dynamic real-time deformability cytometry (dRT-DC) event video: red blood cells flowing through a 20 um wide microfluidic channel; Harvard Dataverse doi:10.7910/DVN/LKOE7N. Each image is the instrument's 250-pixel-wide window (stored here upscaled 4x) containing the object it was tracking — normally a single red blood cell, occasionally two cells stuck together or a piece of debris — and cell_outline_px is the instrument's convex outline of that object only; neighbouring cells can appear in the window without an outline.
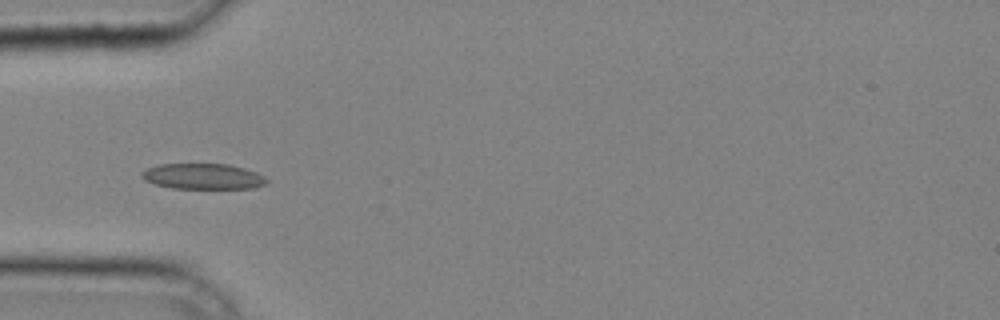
{"species": "common noctule bat (a hibernating species)", "species_latin": "Nyctalus noctula", "temperature_condition": "cold", "stored_images_in_passage": 39, "camera_frame_rate_fps": 3000, "um_per_image_px": 0.085, "animal": {"sex": "male", "body_mass_g": 20.4}, "frame": {"image": 1, "passage_image": 11, "time_ms": 3.333, "image_size_px": [1000, 320], "cell_outline_px": [[268, 180], [264, 184], [252, 188], [172, 188], [156, 184], [144, 180], [140, 176], [148, 168], [160, 164], [228, 164], [244, 168], [256, 172], [264, 176]], "centroid_in_image_um": [17.26, 14.99], "position_along_channel_um": 67.7, "area_um2": 18.44}}
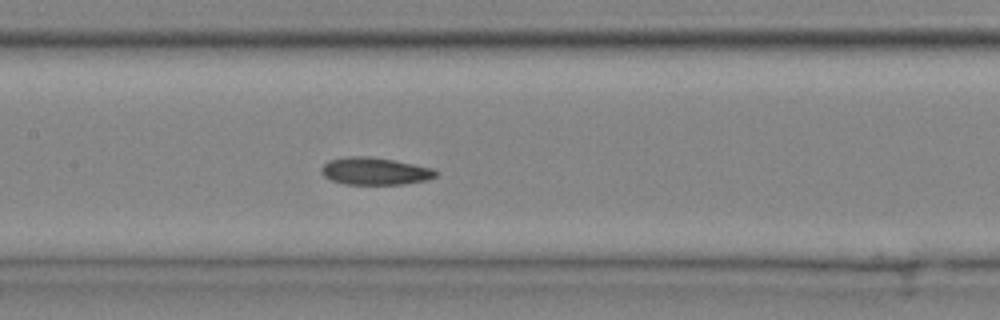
{"frame": {"image": 2, "passage_image": 18, "time_ms": 5.667, "image_size_px": [1000, 320], "cell_outline_px": [[436, 176], [428, 180], [400, 184], [344, 184], [332, 180], [324, 176], [320, 172], [320, 168], [328, 160], [344, 156], [368, 156], [392, 160], [432, 168], [436, 172]], "centroid_in_image_um": [31.8, 14.54], "position_along_channel_um": 175.6, "area_um2": 18.15}}
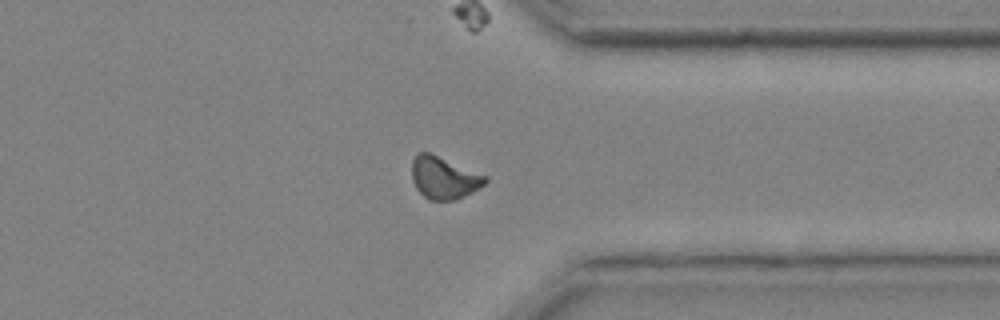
{"frame": {"image": 3, "passage_image": 31, "time_ms": 10.0, "image_size_px": [1000, 320], "cell_outline_px": [[488, 180], [484, 184], [472, 192], [456, 200], [428, 200], [416, 188], [412, 180], [412, 160], [420, 152], [428, 152], [488, 176]], "centroid_in_image_um": [37.73, 15.12], "position_along_channel_um": 373.7, "area_um2": 17.92}}